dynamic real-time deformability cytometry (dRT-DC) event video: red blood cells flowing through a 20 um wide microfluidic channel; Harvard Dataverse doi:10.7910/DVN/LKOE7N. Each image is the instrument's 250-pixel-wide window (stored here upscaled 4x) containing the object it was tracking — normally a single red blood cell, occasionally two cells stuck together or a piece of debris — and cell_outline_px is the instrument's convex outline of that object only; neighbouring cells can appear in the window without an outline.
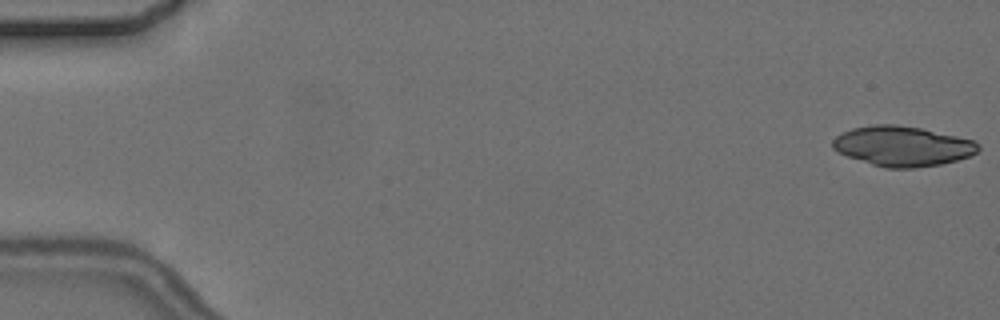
{"species": "common noctule bat (a hibernating species)", "species_latin": "Nyctalus noctula", "temperature_condition": "cold", "stored_images_in_passage": 5, "camera_frame_rate_fps": 3000, "um_per_image_px": 0.085, "animal": {"sex": "female", "body_mass_g": 24.6, "forearm_length_mm": 56.2}, "frame": {"image": 1, "passage_image": 1, "time_ms": 0.0, "image_size_px": [1000, 320], "cell_outline_px": [[980, 148], [976, 152], [968, 156], [956, 160], [940, 164], [912, 168], [884, 168], [836, 152], [832, 148], [832, 140], [836, 136], [852, 128], [872, 124], [896, 124], [920, 128], [976, 140], [980, 144]], "centroid_in_image_um": [76.7, 12.41], "position_along_channel_um": 8.3, "area_um2": 33.93}}